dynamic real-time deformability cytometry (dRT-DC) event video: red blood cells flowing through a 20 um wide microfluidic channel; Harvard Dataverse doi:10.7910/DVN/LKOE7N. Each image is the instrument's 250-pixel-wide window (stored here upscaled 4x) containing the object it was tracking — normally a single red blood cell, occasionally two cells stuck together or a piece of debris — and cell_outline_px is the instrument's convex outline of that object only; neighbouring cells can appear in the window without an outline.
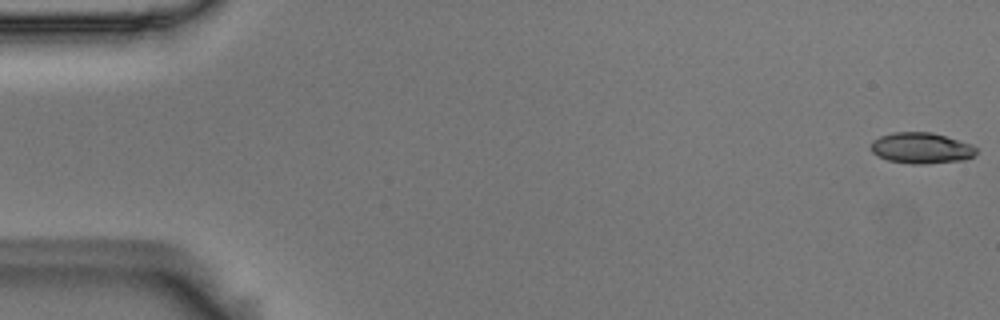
{"species": "Egyptian fruit bat (a non-hibernating species)", "species_latin": "Rousettus aegyptiacus", "temperature_condition": "room temperature", "stored_images_in_passage": 55, "camera_frame_rate_fps": 3000, "um_per_image_px": 0.085, "animal": {"sex": "male"}, "frame": {"image": 1, "passage_image": 1, "time_ms": 0.0, "image_size_px": [1000, 320], "cell_outline_px": [[976, 152], [972, 156], [964, 160], [924, 164], [912, 164], [888, 160], [872, 152], [872, 140], [880, 136], [892, 132], [932, 132], [972, 144], [976, 148]], "centroid_in_image_um": [78.31, 12.58], "position_along_channel_um": 6.7, "area_um2": 18.9}}
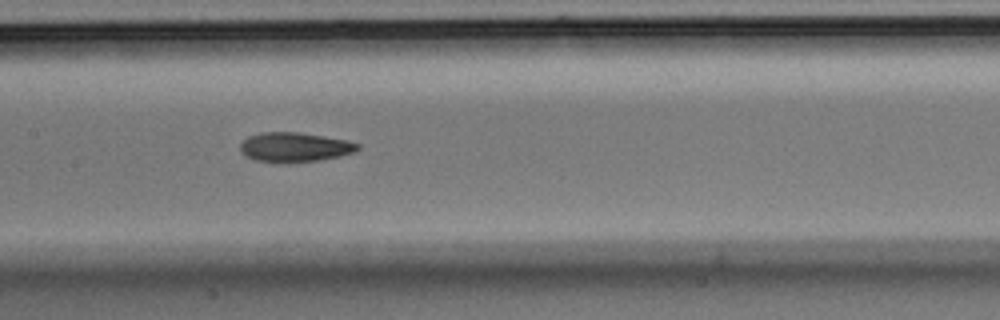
{"frame": {"image": 2, "passage_image": 27, "time_ms": 8.667, "image_size_px": [1000, 320], "cell_outline_px": [[360, 148], [352, 152], [340, 156], [320, 160], [288, 164], [256, 160], [244, 156], [240, 152], [240, 144], [248, 136], [260, 132], [300, 132], [344, 140], [360, 144]], "centroid_in_image_um": [24.99, 12.52], "position_along_channel_um": 182.4, "area_um2": 20.4}}
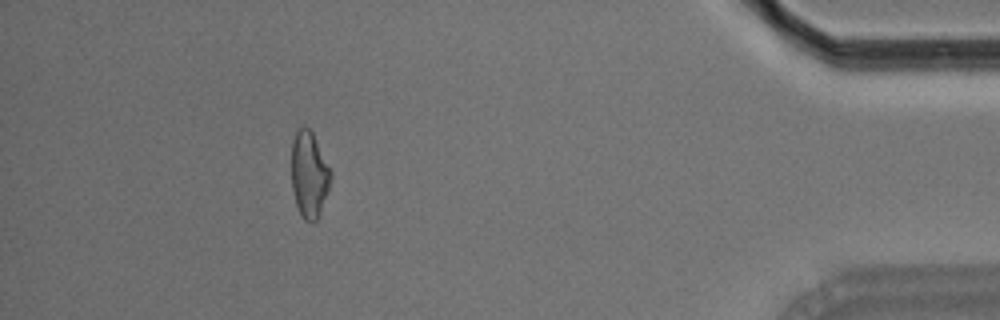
{"frame": {"image": 3, "passage_image": 50, "time_ms": 16.333, "image_size_px": [1000, 320], "cell_outline_px": [[332, 176], [328, 188], [316, 220], [312, 224], [304, 220], [300, 216], [296, 204], [292, 188], [292, 140], [296, 132], [304, 124], [312, 132], [332, 172]], "centroid_in_image_um": [26.26, 14.83], "position_along_channel_um": 408.9, "area_um2": 19.54}, "authors_computed_cell_mechanics": {"area_um2": 19.9988, "velocity_mm_per_s": 3.6619, "shape_relaxation_time_tau1_ms": 3.8674, "shape_relaxation_time_tau2_ms": 3.6448, "deformation_change_tau1": 0.1451, "deformation_change_tau2": 0.1135}}